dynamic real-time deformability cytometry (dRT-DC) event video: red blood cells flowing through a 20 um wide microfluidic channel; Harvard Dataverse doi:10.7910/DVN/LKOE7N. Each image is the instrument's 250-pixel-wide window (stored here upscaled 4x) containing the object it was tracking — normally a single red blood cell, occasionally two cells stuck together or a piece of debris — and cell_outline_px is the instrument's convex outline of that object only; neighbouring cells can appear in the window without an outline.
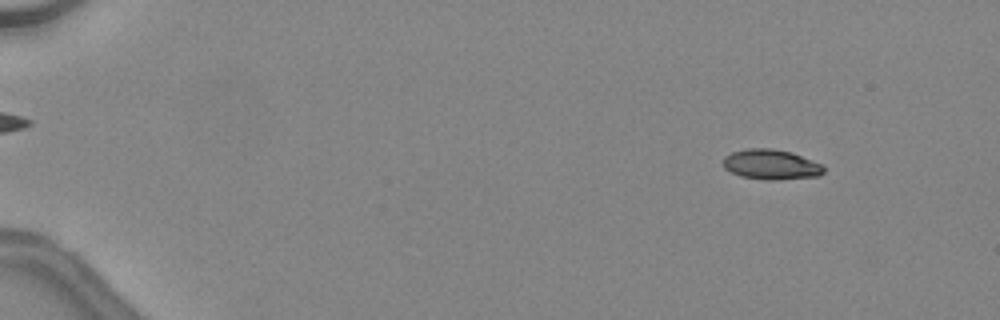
{"species": "common noctule bat (a hibernating species)", "species_latin": "Nyctalus noctula", "temperature_condition": "warm", "stored_images_in_passage": 44, "camera_frame_rate_fps": 3000, "um_per_image_px": 0.085, "animal": {"sex": "female", "body_mass_g": 24.6, "forearm_length_mm": 56.2}, "frame": {"image": 1, "passage_image": 2, "time_ms": 0.333, "image_size_px": [1000, 320], "cell_outline_px": [[824, 172], [820, 176], [776, 180], [768, 180], [740, 176], [724, 168], [724, 156], [732, 152], [748, 148], [772, 148], [792, 152], [824, 164]], "centroid_in_image_um": [65.59, 13.98], "position_along_channel_um": 19.4, "area_um2": 17.8}}
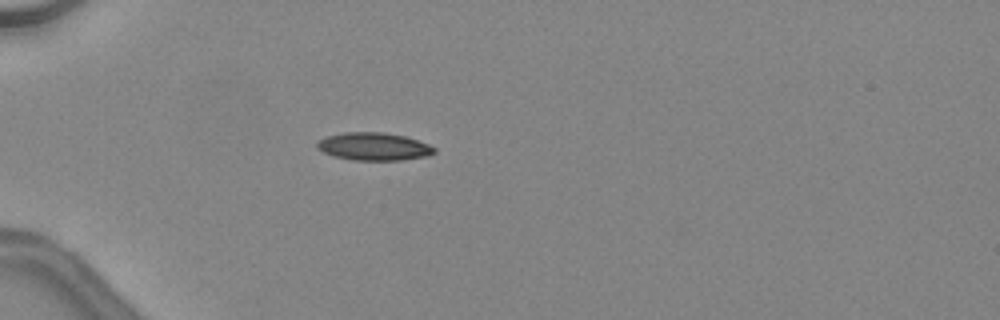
{"frame": {"image": 2, "passage_image": 12, "time_ms": 3.667, "image_size_px": [1000, 320], "cell_outline_px": [[436, 152], [428, 156], [400, 160], [352, 160], [336, 156], [324, 152], [316, 148], [316, 144], [324, 136], [344, 132], [384, 132], [404, 136], [428, 144], [436, 148]], "centroid_in_image_um": [31.77, 12.45], "position_along_channel_um": 53.2, "area_um2": 18.96}}
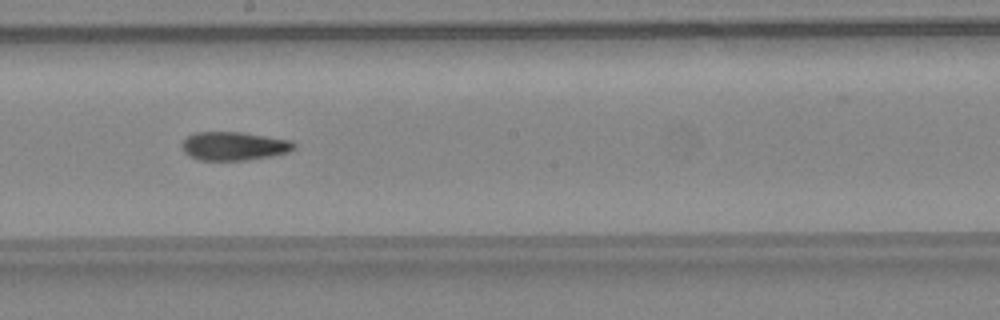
{"frame": {"image": 3, "passage_image": 25, "time_ms": 8.0, "image_size_px": [1000, 320], "cell_outline_px": [[296, 148], [288, 152], [272, 156], [248, 160], [200, 160], [188, 156], [180, 148], [180, 144], [188, 136], [196, 132], [240, 132], [292, 140], [296, 144]], "centroid_in_image_um": [19.88, 12.42], "position_along_channel_um": 228.3, "area_um2": 18.84}, "authors_computed_cell_mechanics": {"area_um2": 18.5538, "velocity_mm_per_s": 4.5623, "shape_relaxation_time_tau1_ms": null, "shape_relaxation_time_tau2_ms": 3.2058, "deformation_change_tau1": null, "deformation_change_tau2": 0.1137}}